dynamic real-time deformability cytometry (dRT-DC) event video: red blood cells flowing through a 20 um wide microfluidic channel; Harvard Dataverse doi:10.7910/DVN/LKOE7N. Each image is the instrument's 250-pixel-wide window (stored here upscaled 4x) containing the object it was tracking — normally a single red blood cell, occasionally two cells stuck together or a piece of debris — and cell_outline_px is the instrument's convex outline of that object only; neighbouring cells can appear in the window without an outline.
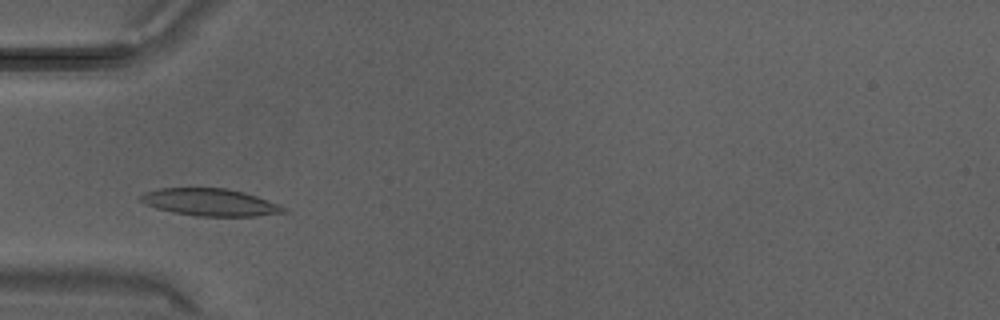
{"species": "Egyptian fruit bat (a non-hibernating species)", "species_latin": "Rousettus aegyptiacus", "temperature_condition": "warm", "stored_images_in_passage": 9, "camera_frame_rate_fps": 3000, "um_per_image_px": 0.085, "animal": {"sex": "male"}, "frame": {"image": 1, "passage_image": 5, "time_ms": 1.333, "image_size_px": [1000, 320], "cell_outline_px": [[288, 212], [256, 216], [196, 216], [156, 208], [144, 204], [140, 200], [140, 196], [144, 192], [156, 188], [228, 188], [244, 192], [256, 196], [288, 208]], "centroid_in_image_um": [17.86, 17.19], "position_along_channel_um": 67.1, "area_um2": 22.72}}
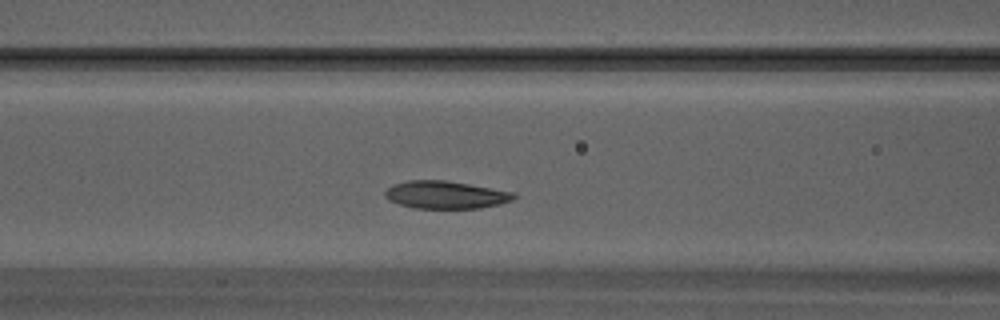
{"frame": {"image": 2, "passage_image": 8, "time_ms": 2.333, "image_size_px": [1000, 320], "cell_outline_px": [[516, 196], [512, 200], [500, 204], [480, 208], [416, 208], [400, 204], [388, 200], [384, 196], [384, 192], [392, 184], [408, 180], [444, 180], [468, 184], [512, 192]], "centroid_in_image_um": [37.83, 16.56], "position_along_channel_um": 128.8, "area_um2": 20.58}}